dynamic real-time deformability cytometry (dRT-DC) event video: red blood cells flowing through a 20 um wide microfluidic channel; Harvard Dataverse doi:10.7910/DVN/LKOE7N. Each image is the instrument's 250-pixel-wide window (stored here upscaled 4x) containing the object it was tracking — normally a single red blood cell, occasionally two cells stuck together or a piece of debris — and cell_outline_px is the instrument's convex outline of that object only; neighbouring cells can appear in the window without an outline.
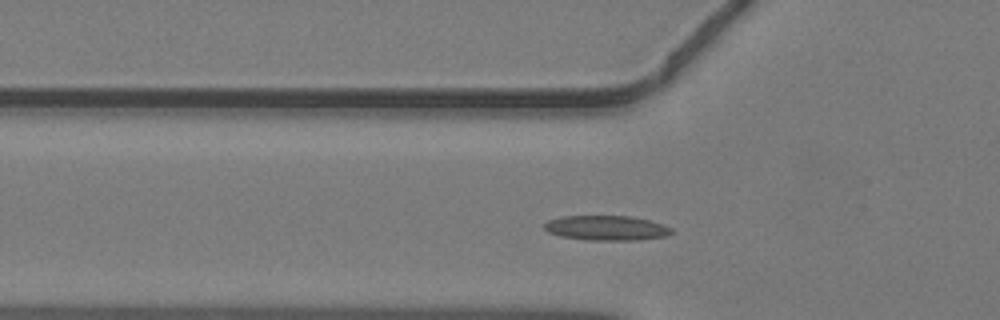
{"species": "common noctule bat (a hibernating species)", "species_latin": "Nyctalus noctula", "temperature_condition": "warm", "stored_images_in_passage": 33, "segment_of_instrument_passage": [1, 2], "camera_frame_rate_fps": 3000, "um_per_image_px": 0.085, "animal": {"sex": "male", "body_mass_g": 19.2, "forearm_length_mm": 51.8}, "frame": {"image": 1, "passage_image": 2, "time_ms": 0.333, "image_size_px": [1000, 320], "cell_outline_px": [[672, 232], [668, 236], [636, 240], [588, 240], [560, 236], [548, 232], [544, 228], [544, 224], [548, 220], [560, 216], [632, 216], [648, 220], [672, 228]], "centroid_in_image_um": [51.52, 19.38], "position_along_channel_um": 74.3, "area_um2": 18.38}}
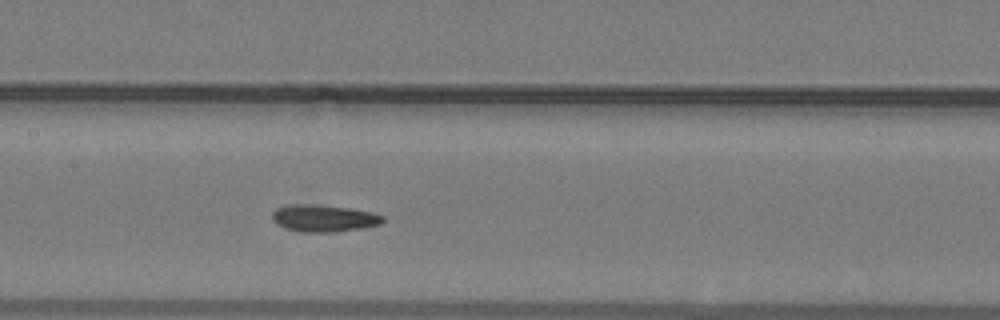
{"frame": {"image": 2, "passage_image": 9, "time_ms": 2.667, "image_size_px": [1000, 320], "cell_outline_px": [[384, 220], [380, 224], [364, 228], [336, 232], [300, 232], [284, 228], [276, 224], [272, 220], [272, 212], [276, 208], [296, 204], [312, 204], [348, 208], [372, 212], [384, 216]], "centroid_in_image_um": [27.51, 18.56], "position_along_channel_um": 179.9, "area_um2": 17.51}}
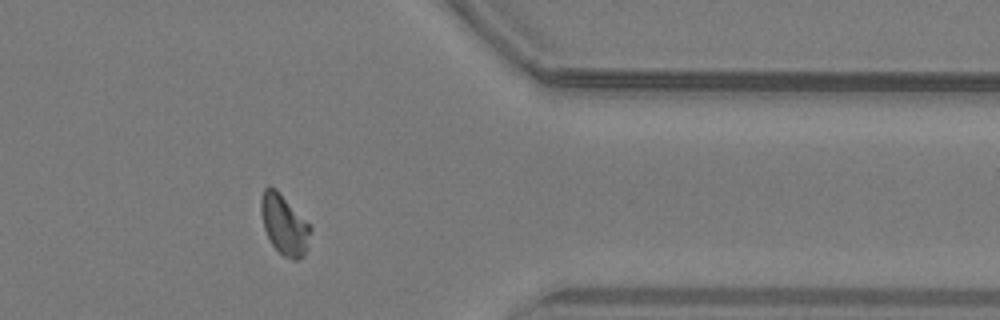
{"frame": {"image": 3, "passage_image": 24, "time_ms": 7.667, "image_size_px": [1000, 320], "cell_outline_px": [[312, 228], [304, 256], [296, 260], [292, 260], [284, 256], [272, 244], [264, 228], [260, 212], [260, 200], [264, 188], [268, 184], [276, 188], [312, 224]], "centroid_in_image_um": [24.17, 19.04], "position_along_channel_um": 387.2, "area_um2": 17.69}}